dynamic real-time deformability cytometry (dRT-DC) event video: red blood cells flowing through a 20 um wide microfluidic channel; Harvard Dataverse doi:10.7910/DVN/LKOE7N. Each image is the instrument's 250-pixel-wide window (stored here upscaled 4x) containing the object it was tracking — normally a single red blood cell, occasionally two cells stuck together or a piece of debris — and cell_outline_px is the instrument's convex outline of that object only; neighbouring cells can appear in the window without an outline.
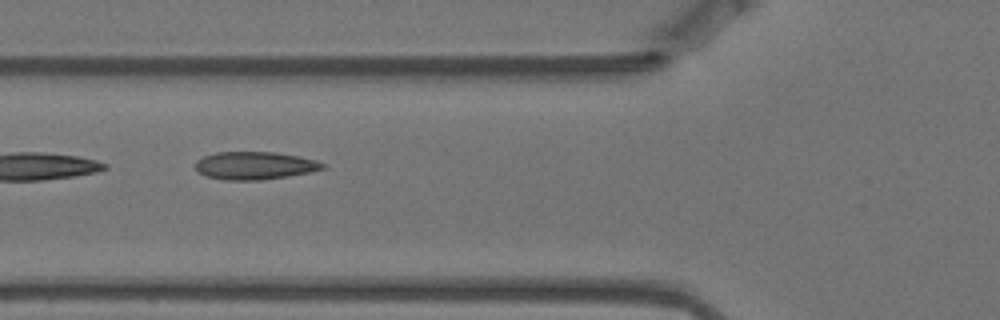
{"species": "Egyptian fruit bat (a non-hibernating species)", "species_latin": "Rousettus aegyptiacus", "temperature_condition": "warm", "stored_images_in_passage": 5, "camera_frame_rate_fps": 3000, "um_per_image_px": 0.085, "animal": {"sex": "female"}, "frame": {"image": 1, "passage_image": 5, "time_ms": 1.333, "image_size_px": [1000, 320], "cell_outline_px": [[328, 164], [324, 168], [308, 172], [288, 176], [260, 180], [224, 180], [204, 176], [196, 172], [196, 160], [204, 156], [216, 152], [276, 152], [300, 156], [316, 160]], "centroid_in_image_um": [21.63, 14.07], "position_along_channel_um": 104.2, "area_um2": 20.81}}